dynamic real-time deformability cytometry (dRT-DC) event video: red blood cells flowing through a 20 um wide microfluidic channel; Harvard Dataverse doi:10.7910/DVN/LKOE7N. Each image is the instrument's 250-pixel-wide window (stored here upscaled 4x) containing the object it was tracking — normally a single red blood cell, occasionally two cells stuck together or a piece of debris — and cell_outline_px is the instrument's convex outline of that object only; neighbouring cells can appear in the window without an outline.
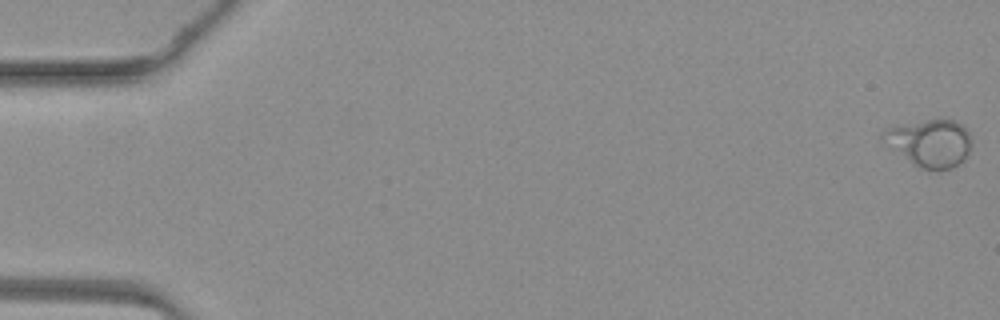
{"species": "common noctule bat (a hibernating species)", "species_latin": "Nyctalus noctula", "temperature_condition": "warm", "stored_images_in_passage": 46, "camera_frame_rate_fps": 3000, "um_per_image_px": 0.085, "animal": {"sex": "female", "body_mass_g": 19.3, "forearm_length_mm": 54.1}, "frame": {"image": 1, "passage_image": 1, "time_ms": 0.0, "image_size_px": [1000, 320], "cell_outline_px": [[972, 144], [968, 152], [952, 168], [936, 172], [924, 168], [916, 164], [880, 140], [880, 136], [888, 128], [904, 124], [928, 120], [956, 120], [964, 124], [972, 140]], "centroid_in_image_um": [79.08, 12.14], "position_along_channel_um": 5.9, "area_um2": 23.99}}
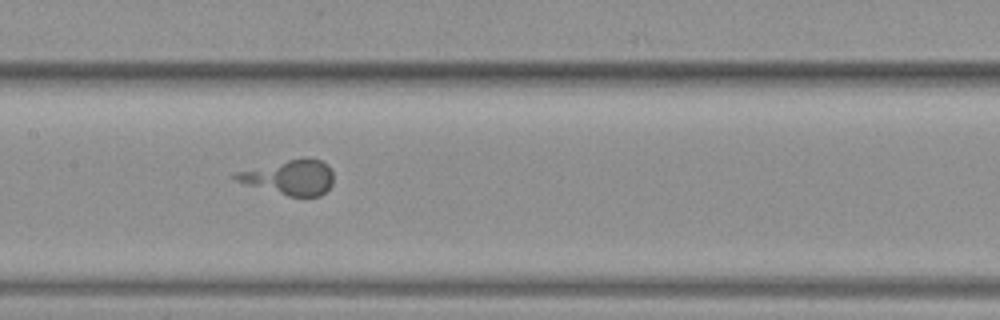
{"frame": {"image": 2, "passage_image": 24, "time_ms": 7.667, "image_size_px": [1000, 320], "cell_outline_px": [[332, 184], [320, 196], [288, 196], [244, 184], [236, 180], [232, 176], [236, 172], [288, 160], [320, 160], [328, 164], [332, 172]], "centroid_in_image_um": [24.62, 15.1], "position_along_channel_um": 182.8, "area_um2": 19.25}}
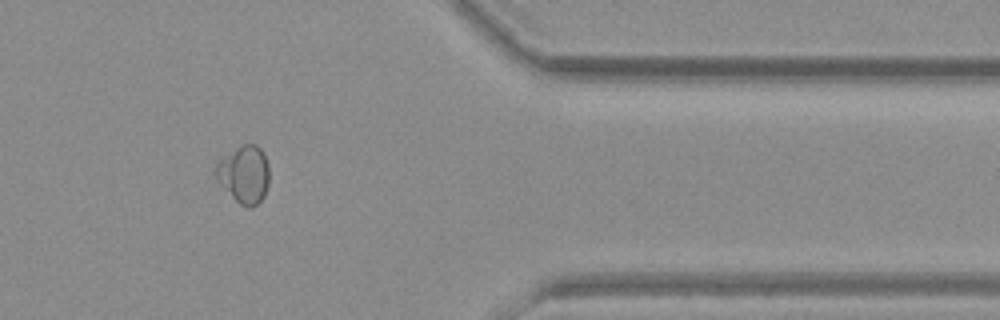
{"frame": {"image": 3, "passage_image": 40, "time_ms": 13.0, "image_size_px": [1000, 320], "cell_outline_px": [[268, 184], [264, 196], [252, 208], [248, 208], [240, 204], [220, 184], [212, 172], [216, 164], [224, 156], [236, 148], [244, 144], [256, 144], [264, 152], [268, 164]], "centroid_in_image_um": [20.74, 14.81], "position_along_channel_um": 390.7, "area_um2": 17.92}}